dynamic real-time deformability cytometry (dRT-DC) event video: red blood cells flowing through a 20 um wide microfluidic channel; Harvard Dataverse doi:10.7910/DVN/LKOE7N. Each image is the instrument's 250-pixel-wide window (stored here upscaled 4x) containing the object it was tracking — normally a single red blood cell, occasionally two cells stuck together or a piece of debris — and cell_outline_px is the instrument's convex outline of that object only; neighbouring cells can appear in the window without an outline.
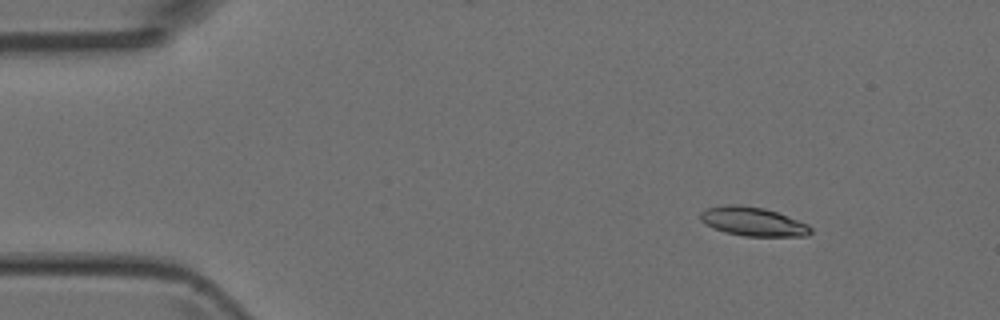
{"species": "Egyptian fruit bat (a non-hibernating species)", "species_latin": "Rousettus aegyptiacus", "temperature_condition": "room temperature", "stored_images_in_passage": 5, "camera_frame_rate_fps": 3000, "um_per_image_px": 0.085, "animal": {"sex": "female"}, "frame": {"image": 1, "passage_image": 2, "time_ms": 1.0, "image_size_px": [1000, 320], "cell_outline_px": [[812, 232], [808, 236], [744, 236], [724, 232], [712, 228], [700, 220], [700, 212], [708, 208], [724, 204], [740, 204], [764, 208], [776, 212], [808, 224], [812, 228]], "centroid_in_image_um": [63.98, 18.83], "position_along_channel_um": 21.0, "area_um2": 18.67}}
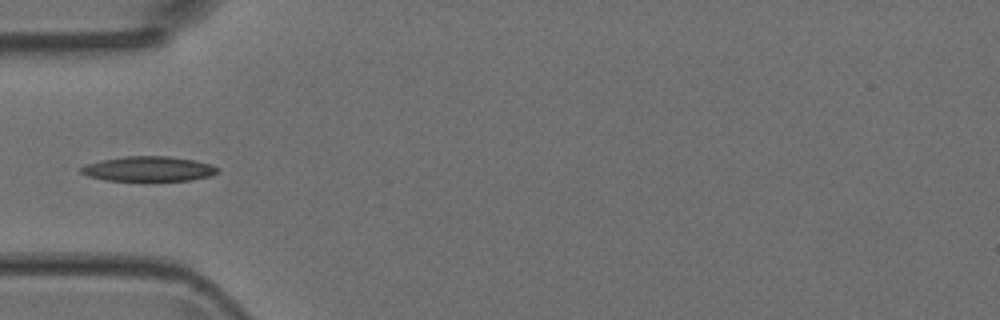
{"frame": {"image": 2, "passage_image": 5, "time_ms": 4.333, "image_size_px": [1000, 320], "cell_outline_px": [[220, 172], [212, 176], [192, 180], [144, 184], [104, 180], [88, 176], [80, 172], [80, 168], [84, 164], [100, 160], [124, 156], [168, 156], [196, 160], [220, 168]], "centroid_in_image_um": [12.63, 14.41], "position_along_channel_um": 72.4, "area_um2": 21.21}}